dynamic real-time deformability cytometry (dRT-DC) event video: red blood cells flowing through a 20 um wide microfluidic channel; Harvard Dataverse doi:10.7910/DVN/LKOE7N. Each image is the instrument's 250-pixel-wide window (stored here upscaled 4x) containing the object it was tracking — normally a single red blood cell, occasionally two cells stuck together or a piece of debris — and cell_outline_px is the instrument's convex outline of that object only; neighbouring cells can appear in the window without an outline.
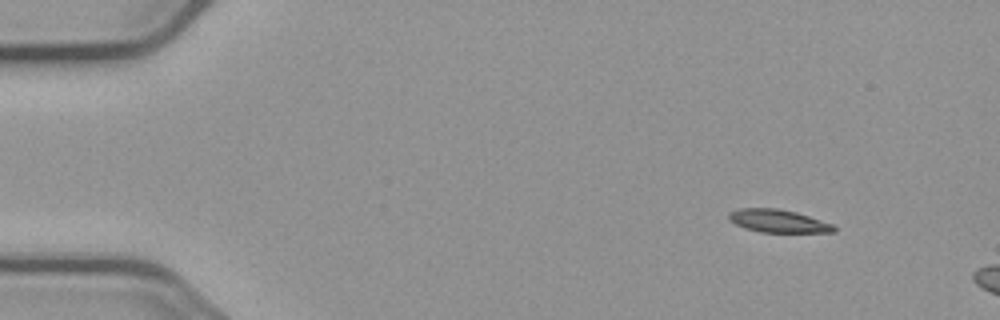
{"species": "common noctule bat (a hibernating species)", "species_latin": "Nyctalus noctula", "temperature_condition": "cold", "stored_images_in_passage": 3, "camera_frame_rate_fps": 3000, "um_per_image_px": 0.085, "animal": {"sex": "male", "body_mass_g": 23.1, "forearm_length_mm": 52.7}, "frame": {"image": 1, "passage_image": 1, "time_ms": 0.0, "image_size_px": [1000, 320], "cell_outline_px": [[836, 232], [760, 232], [744, 228], [728, 220], [728, 212], [740, 208], [776, 208], [796, 212], [832, 224], [836, 228]], "centroid_in_image_um": [66.09, 18.78], "position_along_channel_um": 18.9, "area_um2": 13.99}}